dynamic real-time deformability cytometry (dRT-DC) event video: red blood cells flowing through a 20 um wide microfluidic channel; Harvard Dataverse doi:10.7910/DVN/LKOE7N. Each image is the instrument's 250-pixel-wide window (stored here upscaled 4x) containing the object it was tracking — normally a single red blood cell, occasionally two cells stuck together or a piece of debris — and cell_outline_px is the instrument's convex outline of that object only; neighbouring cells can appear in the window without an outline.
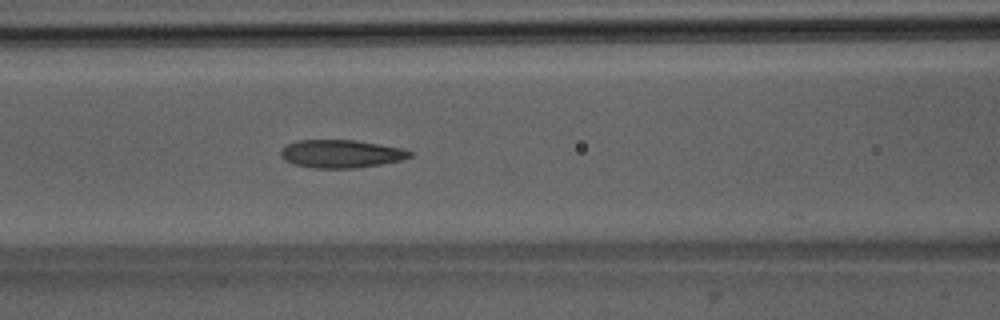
{"species": "Egyptian fruit bat (a non-hibernating species)", "species_latin": "Rousettus aegyptiacus", "temperature_condition": "room temperature", "stored_images_in_passage": 45, "camera_frame_rate_fps": 3000, "um_per_image_px": 0.085, "animal": {"sex": "male"}, "frame": {"image": 1, "passage_image": 16, "time_ms": 5.0, "image_size_px": [1000, 320], "cell_outline_px": [[412, 156], [404, 160], [356, 168], [312, 168], [296, 164], [284, 160], [280, 156], [280, 152], [288, 144], [300, 140], [352, 140], [400, 148], [412, 152]], "centroid_in_image_um": [28.99, 13.08], "position_along_channel_um": 137.6, "area_um2": 20.81}}
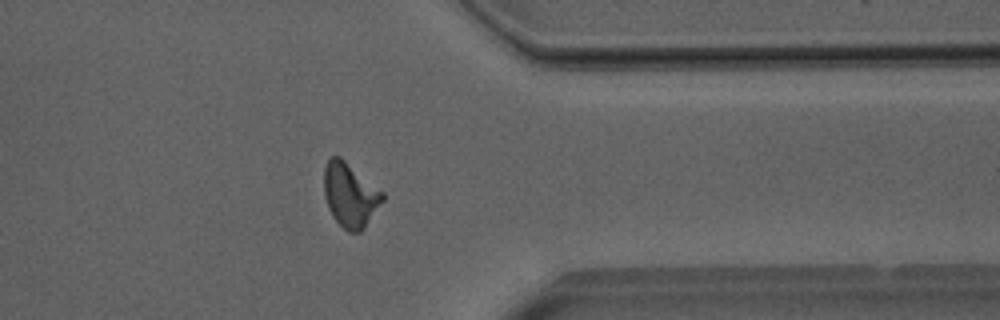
{"frame": {"image": 2, "passage_image": 35, "time_ms": 11.333, "image_size_px": [1000, 320], "cell_outline_px": [[384, 200], [364, 228], [360, 232], [348, 232], [332, 216], [328, 208], [324, 196], [324, 168], [328, 160], [332, 156], [340, 156], [384, 192]], "centroid_in_image_um": [29.76, 16.57], "position_along_channel_um": 381.6, "area_um2": 21.91}}
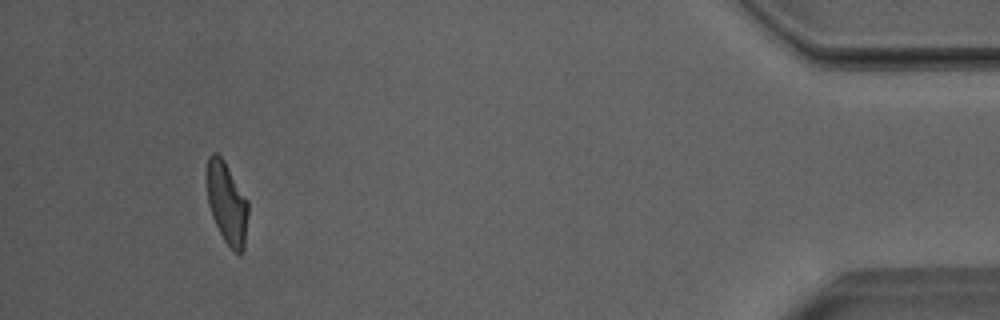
{"frame": {"image": 3, "passage_image": 42, "time_ms": 13.667, "image_size_px": [1000, 320], "cell_outline_px": [[248, 216], [244, 252], [240, 256], [224, 240], [212, 216], [208, 204], [208, 156], [212, 152], [216, 152], [224, 160], [248, 200]], "centroid_in_image_um": [19.32, 17.29], "position_along_channel_um": 415.9, "area_um2": 19.54}, "authors_computed_cell_mechanics": {"area_um2": 20.9814, "velocity_mm_per_s": 3.9917, "shape_relaxation_time_tau1_ms": 7.3494, "shape_relaxation_time_tau2_ms": 1.9732, "deformation_change_tau1": 0.2228, "deformation_change_tau2": 0.0975}}